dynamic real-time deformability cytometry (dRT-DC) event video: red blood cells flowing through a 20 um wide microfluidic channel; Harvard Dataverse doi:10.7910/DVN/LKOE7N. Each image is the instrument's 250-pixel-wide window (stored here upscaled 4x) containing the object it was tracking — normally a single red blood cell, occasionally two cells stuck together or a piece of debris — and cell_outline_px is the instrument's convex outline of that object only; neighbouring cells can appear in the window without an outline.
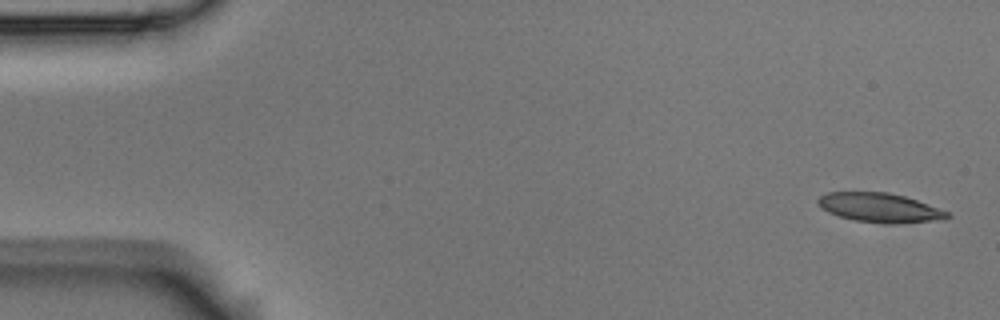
{"species": "Egyptian fruit bat (a non-hibernating species)", "species_latin": "Rousettus aegyptiacus", "temperature_condition": "room temperature", "stored_images_in_passage": 5, "segment_of_instrument_passage": [1, 2], "camera_frame_rate_fps": 3000, "um_per_image_px": 0.085, "animal": {"sex": "male"}, "frame": {"image": 1, "passage_image": 1, "time_ms": 0.0, "image_size_px": [1000, 320], "cell_outline_px": [[952, 216], [944, 220], [892, 224], [884, 224], [852, 220], [828, 212], [820, 208], [816, 200], [820, 196], [828, 192], [888, 192], [904, 196], [928, 204], [948, 212]], "centroid_in_image_um": [74.78, 17.66], "position_along_channel_um": 10.2, "area_um2": 22.25}}